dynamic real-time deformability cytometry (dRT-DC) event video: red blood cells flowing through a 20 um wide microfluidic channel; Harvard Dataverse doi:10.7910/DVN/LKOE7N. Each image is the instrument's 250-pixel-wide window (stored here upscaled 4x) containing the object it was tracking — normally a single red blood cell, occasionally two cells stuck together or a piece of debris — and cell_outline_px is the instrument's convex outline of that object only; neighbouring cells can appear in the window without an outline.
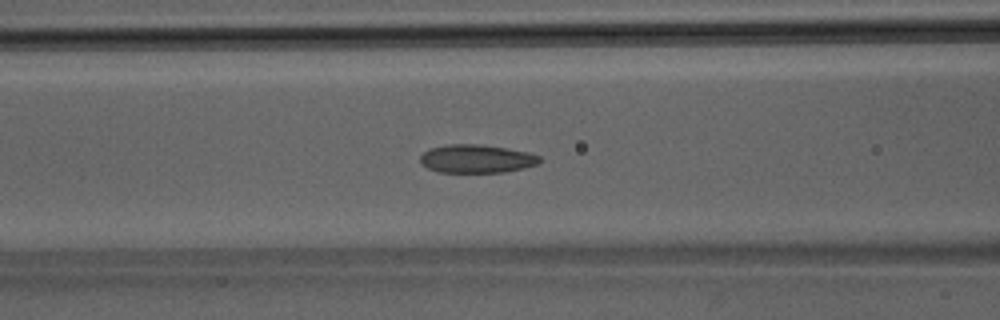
{"species": "Egyptian fruit bat (a non-hibernating species)", "species_latin": "Rousettus aegyptiacus", "temperature_condition": "room temperature", "stored_images_in_passage": 41, "camera_frame_rate_fps": 3000, "um_per_image_px": 0.085, "animal": {"sex": "male"}, "frame": {"image": 1, "passage_image": 17, "time_ms": 5.333, "image_size_px": [1000, 320], "cell_outline_px": [[540, 164], [524, 168], [504, 172], [436, 172], [428, 168], [420, 160], [420, 156], [428, 148], [448, 144], [484, 144], [508, 148], [528, 152], [540, 156]], "centroid_in_image_um": [40.53, 13.48], "position_along_channel_um": 126.1, "area_um2": 19.88}}
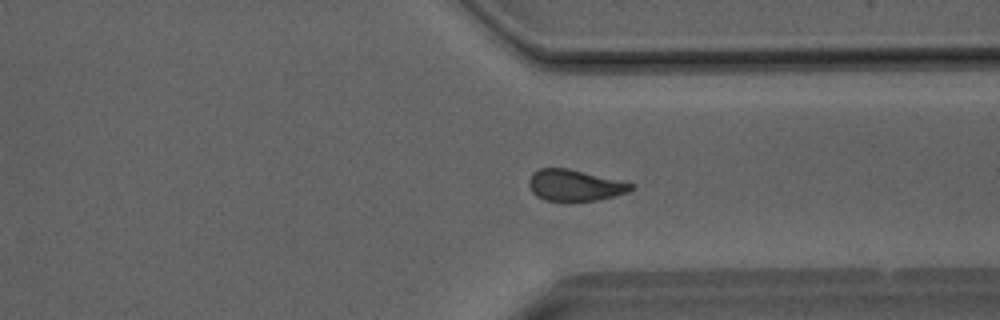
{"frame": {"image": 2, "passage_image": 31, "time_ms": 10.0, "image_size_px": [1000, 320], "cell_outline_px": [[636, 184], [628, 192], [616, 196], [600, 200], [544, 200], [536, 196], [532, 192], [528, 184], [528, 180], [532, 172], [540, 168], [568, 168]], "centroid_in_image_um": [48.84, 15.74], "position_along_channel_um": 362.6, "area_um2": 18.61}}
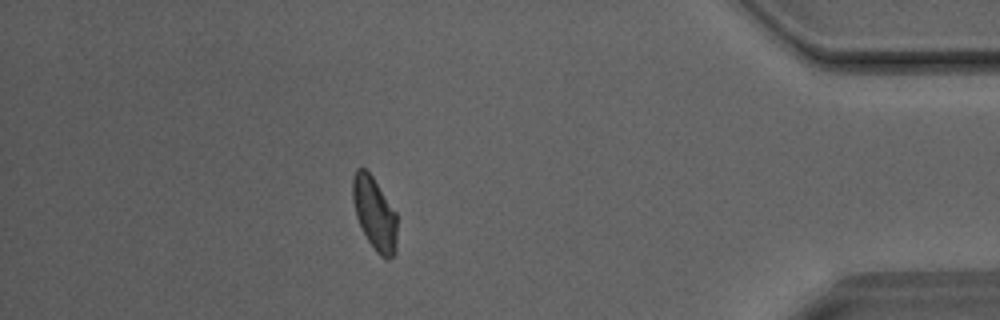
{"frame": {"image": 3, "passage_image": 36, "time_ms": 11.667, "image_size_px": [1000, 320], "cell_outline_px": [[396, 252], [388, 260], [384, 260], [376, 252], [368, 240], [356, 216], [352, 196], [352, 176], [356, 168], [364, 168], [372, 176], [396, 212]], "centroid_in_image_um": [31.83, 18.16], "position_along_channel_um": 403.4, "area_um2": 18.79}}